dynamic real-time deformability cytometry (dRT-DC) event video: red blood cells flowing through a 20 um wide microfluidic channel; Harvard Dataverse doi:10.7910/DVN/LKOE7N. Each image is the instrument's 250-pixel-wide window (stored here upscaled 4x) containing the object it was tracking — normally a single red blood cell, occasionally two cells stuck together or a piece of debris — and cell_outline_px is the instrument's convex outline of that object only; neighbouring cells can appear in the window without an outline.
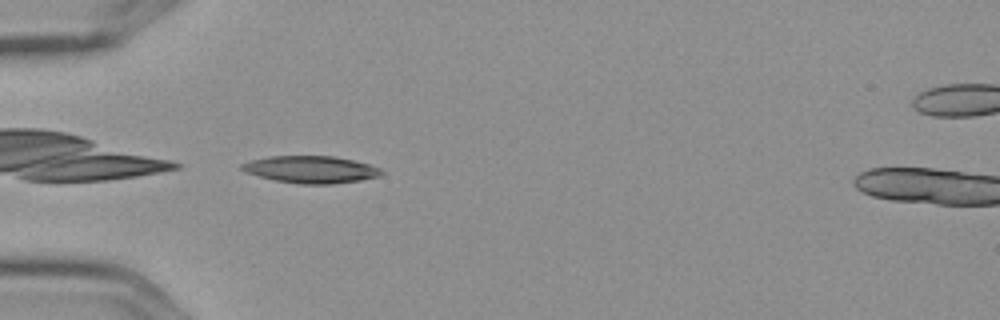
{"species": "Egyptian fruit bat (a non-hibernating species)", "species_latin": "Rousettus aegyptiacus", "temperature_condition": "cold", "stored_images_in_passage": 7, "camera_frame_rate_fps": 3000, "um_per_image_px": 0.085, "frame": {"image": 1, "passage_image": 6, "time_ms": 1.667, "image_size_px": [1000, 320], "cell_outline_px": [[384, 172], [380, 176], [360, 180], [332, 184], [300, 184], [276, 180], [244, 172], [240, 168], [240, 164], [252, 160], [268, 156], [336, 156], [368, 164], [380, 168]], "centroid_in_image_um": [26.42, 14.4], "position_along_channel_um": 58.6, "area_um2": 22.02}}